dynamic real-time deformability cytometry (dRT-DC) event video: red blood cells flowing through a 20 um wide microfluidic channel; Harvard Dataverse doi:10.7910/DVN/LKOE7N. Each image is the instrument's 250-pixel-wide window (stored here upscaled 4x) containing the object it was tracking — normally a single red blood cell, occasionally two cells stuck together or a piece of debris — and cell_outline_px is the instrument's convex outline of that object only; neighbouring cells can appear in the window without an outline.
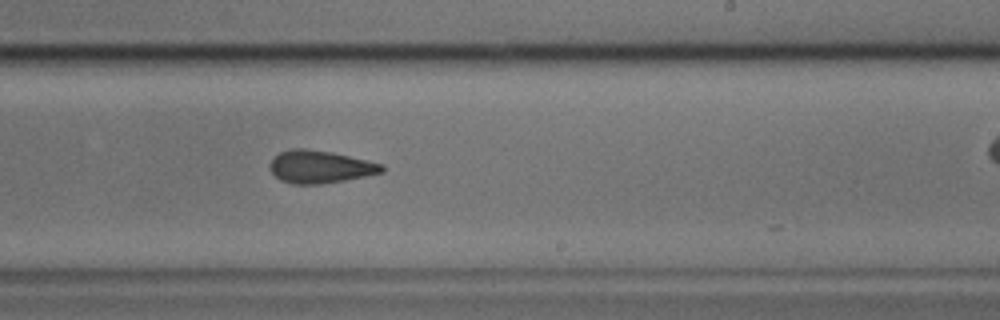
{"species": "common noctule bat (a hibernating species)", "species_latin": "Nyctalus noctula", "temperature_condition": "cold", "stored_images_in_passage": 30, "camera_frame_rate_fps": 3000, "um_per_image_px": 0.085, "animal": {"sex": "male", "body_mass_g": 17.9, "forearm_length_mm": 54.2}, "frame": {"image": 1, "passage_image": 29, "time_ms": 9.333, "image_size_px": [1000, 320], "cell_outline_px": [[384, 172], [344, 180], [320, 184], [292, 184], [280, 180], [268, 168], [268, 164], [280, 152], [292, 148], [304, 148], [332, 152], [384, 164]], "centroid_in_image_um": [27.19, 14.17], "position_along_channel_um": 261.8, "area_um2": 21.27}}